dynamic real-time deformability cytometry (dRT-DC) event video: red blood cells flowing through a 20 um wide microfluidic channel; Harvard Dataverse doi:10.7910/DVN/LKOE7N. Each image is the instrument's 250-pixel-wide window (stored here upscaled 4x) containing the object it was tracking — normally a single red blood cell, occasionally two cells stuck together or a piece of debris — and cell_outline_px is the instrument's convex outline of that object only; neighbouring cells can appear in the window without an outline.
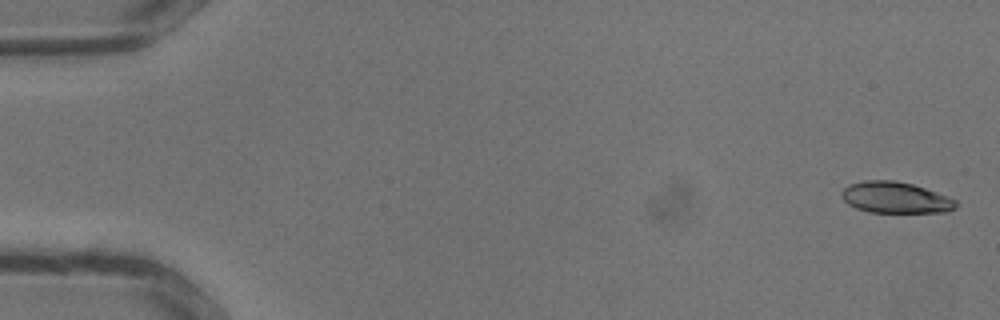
{"species": "common noctule bat (a hibernating species)", "species_latin": "Nyctalus noctula", "temperature_condition": "warm", "stored_images_in_passage": 34, "camera_frame_rate_fps": 3000, "um_per_image_px": 0.085, "animal": {"sex": "male", "body_mass_g": 13.3}, "frame": {"image": 1, "passage_image": 1, "time_ms": 0.0, "image_size_px": [1000, 320], "cell_outline_px": [[956, 208], [948, 212], [868, 212], [856, 208], [848, 204], [840, 196], [840, 192], [848, 184], [864, 180], [896, 180], [912, 184], [948, 196], [956, 200]], "centroid_in_image_um": [76.08, 16.79], "position_along_channel_um": 8.9, "area_um2": 20.92}}
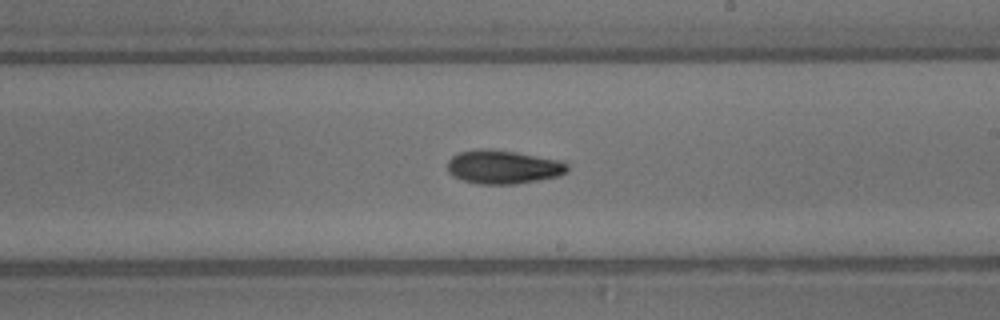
{"frame": {"image": 2, "passage_image": 20, "time_ms": 6.333, "image_size_px": [1000, 320], "cell_outline_px": [[568, 172], [560, 176], [540, 180], [516, 184], [480, 184], [464, 180], [452, 176], [448, 172], [448, 160], [452, 156], [460, 152], [476, 148], [492, 148], [564, 160], [568, 164]], "centroid_in_image_um": [42.81, 14.18], "position_along_channel_um": 246.2, "area_um2": 23.99}}
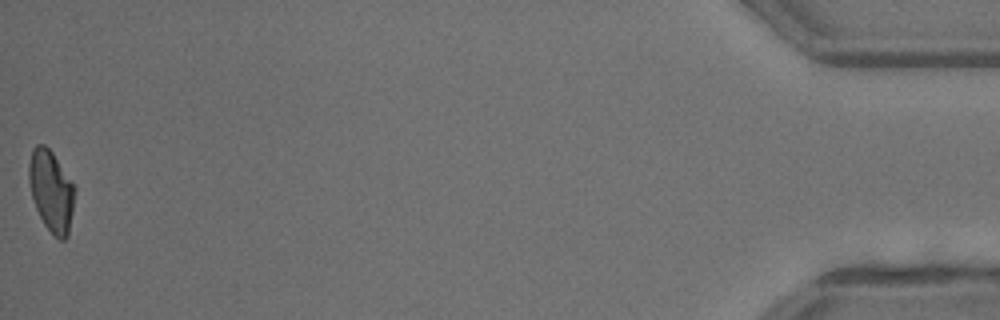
{"frame": {"image": 3, "passage_image": 34, "time_ms": 11.0, "image_size_px": [1000, 320], "cell_outline_px": [[76, 188], [68, 236], [64, 240], [60, 240], [44, 224], [36, 208], [32, 196], [28, 180], [28, 164], [32, 148], [36, 144], [44, 144], [52, 152]], "centroid_in_image_um": [4.34, 16.2], "position_along_channel_um": 430.9, "area_um2": 21.56}}